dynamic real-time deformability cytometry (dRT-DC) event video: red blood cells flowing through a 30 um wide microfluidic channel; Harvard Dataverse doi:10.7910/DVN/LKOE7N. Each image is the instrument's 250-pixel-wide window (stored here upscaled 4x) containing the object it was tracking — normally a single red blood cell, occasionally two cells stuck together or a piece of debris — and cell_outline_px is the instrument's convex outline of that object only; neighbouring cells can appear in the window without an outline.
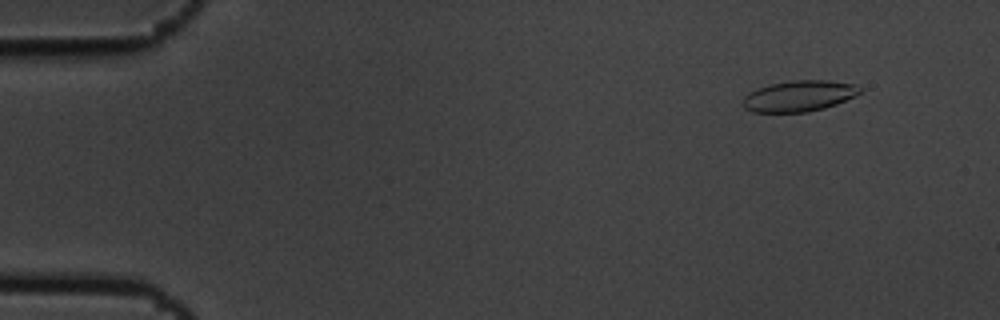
{"species": "common noctule bat (a hibernating species)", "species_latin": "Nyctalus noctula", "temperature_condition": "cold", "stored_images_in_passage": 5, "camera_frame_rate_fps": 3000, "um_per_image_px": 0.085, "animal": {"sex": "male", "body_mass_g": 19.5, "forearm_length_mm": 54.6}, "frame": {"image": 1, "passage_image": 2, "time_ms": 0.333, "image_size_px": [1000, 320], "cell_outline_px": [[864, 88], [856, 96], [836, 104], [824, 108], [808, 112], [752, 112], [744, 108], [744, 96], [748, 92], [756, 88], [772, 84], [792, 80], [828, 80], [856, 84]], "centroid_in_image_um": [67.95, 8.15], "position_along_channel_um": 17.1, "area_um2": 21.27}}